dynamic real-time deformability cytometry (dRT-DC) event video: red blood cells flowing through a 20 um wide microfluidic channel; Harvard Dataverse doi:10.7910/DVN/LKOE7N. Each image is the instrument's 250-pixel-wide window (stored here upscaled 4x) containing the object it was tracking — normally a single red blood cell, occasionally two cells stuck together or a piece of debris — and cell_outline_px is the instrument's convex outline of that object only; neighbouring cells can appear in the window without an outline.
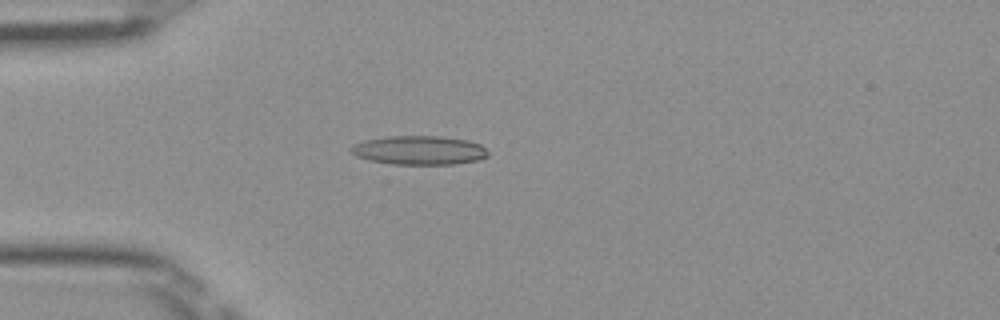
{"species": "Egyptian fruit bat (a non-hibernating species)", "species_latin": "Rousettus aegyptiacus", "temperature_condition": "room temperature", "stored_images_in_passage": 47, "camera_frame_rate_fps": 3000, "um_per_image_px": 0.085, "frame": {"image": 1, "passage_image": 11, "time_ms": 3.333, "image_size_px": [1000, 320], "cell_outline_px": [[488, 156], [476, 160], [452, 164], [392, 164], [368, 160], [356, 156], [348, 148], [352, 144], [364, 140], [388, 136], [440, 136], [468, 140], [480, 144], [488, 152]], "centroid_in_image_um": [35.58, 12.76], "position_along_channel_um": 49.4, "area_um2": 23.12}}
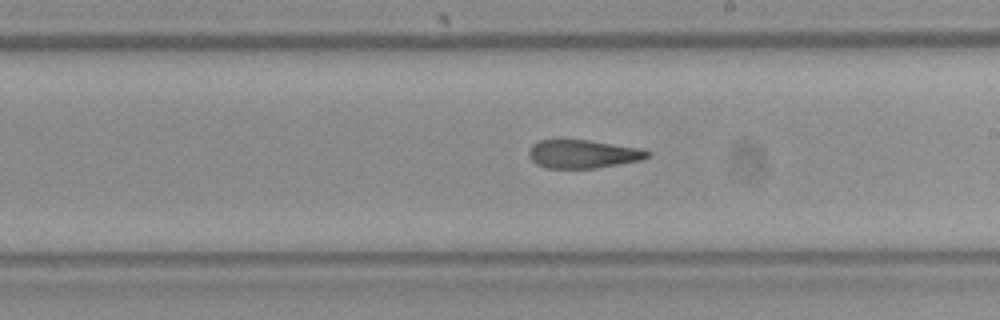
{"frame": {"image": 2, "passage_image": 26, "time_ms": 8.333, "image_size_px": [1000, 320], "cell_outline_px": [[652, 152], [644, 160], [596, 168], [544, 168], [536, 164], [528, 156], [528, 152], [532, 144], [540, 140], [560, 136], [592, 140], [640, 148]], "centroid_in_image_um": [49.51, 13.04], "position_along_channel_um": 239.5, "area_um2": 20.58}}
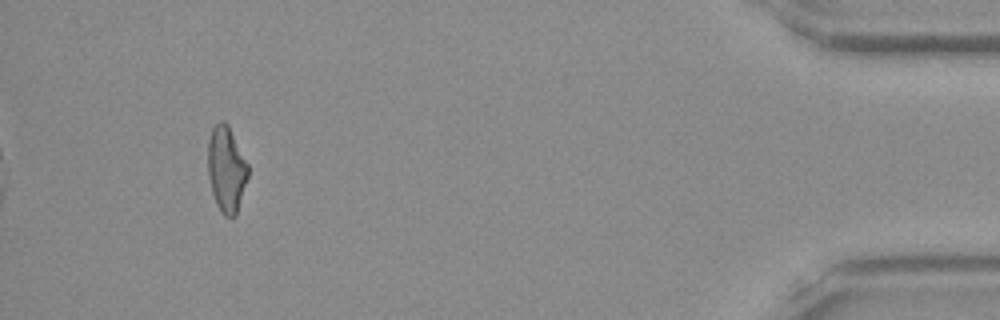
{"frame": {"image": 3, "passage_image": 44, "time_ms": 14.333, "image_size_px": [1000, 320], "cell_outline_px": [[248, 176], [236, 216], [232, 220], [224, 216], [220, 212], [216, 204], [212, 192], [208, 176], [208, 140], [212, 128], [220, 120], [224, 120], [228, 124], [248, 164]], "centroid_in_image_um": [19.24, 14.41], "position_along_channel_um": 416.0, "area_um2": 20.29}, "authors_computed_cell_mechanics": {"area_um2": 21.097, "velocity_mm_per_s": 4.0633, "shape_relaxation_time_tau1_ms": null, "shape_relaxation_time_tau2_ms": 4.0286, "deformation_change_tau1": null, "deformation_change_tau2": 0.1518}}